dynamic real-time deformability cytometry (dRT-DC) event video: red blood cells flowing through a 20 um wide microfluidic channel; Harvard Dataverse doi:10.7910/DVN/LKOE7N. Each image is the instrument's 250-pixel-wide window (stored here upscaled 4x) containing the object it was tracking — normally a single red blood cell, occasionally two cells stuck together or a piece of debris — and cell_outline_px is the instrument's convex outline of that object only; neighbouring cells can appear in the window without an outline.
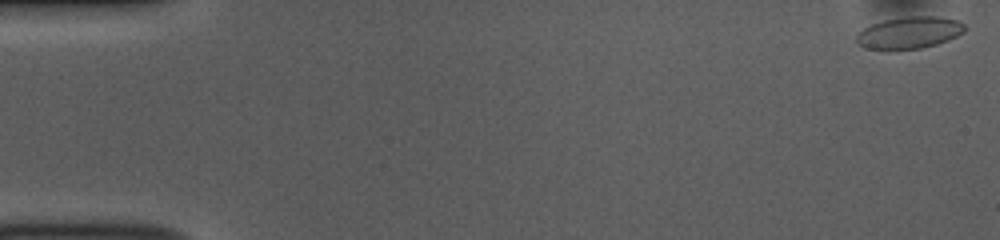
{"species": "common noctule bat (a hibernating species)", "species_latin": "Nyctalus noctula", "temperature_condition": "room temperature", "stored_images_in_passage": 52, "camera_frame_rate_fps": 3000, "um_per_image_px": 0.085, "animal": {"sex": "female", "body_mass_g": 10.0, "forearm_length_mm": 53.1}, "frame": {"image": 1, "passage_image": 1, "time_ms": 0.0, "image_size_px": [1000, 240], "cell_outline_px": [[964, 32], [948, 40], [924, 48], [896, 52], [884, 52], [864, 48], [856, 44], [856, 32], [872, 24], [884, 20], [908, 16], [936, 16], [956, 20], [964, 24]], "centroid_in_image_um": [77.19, 2.83], "position_along_channel_um": 7.8, "area_um2": 20.92}}
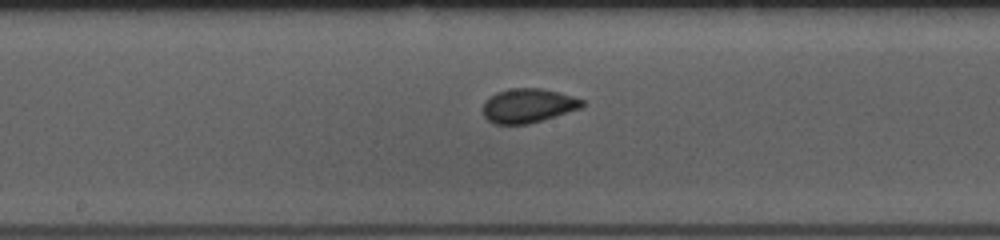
{"frame": {"image": 2, "passage_image": 27, "time_ms": 8.667, "image_size_px": [1000, 240], "cell_outline_px": [[584, 104], [580, 108], [528, 124], [492, 124], [484, 116], [484, 100], [488, 96], [496, 92], [512, 88], [540, 88], [560, 92], [584, 100]], "centroid_in_image_um": [44.85, 8.97], "position_along_channel_um": 203.3, "area_um2": 19.71}}
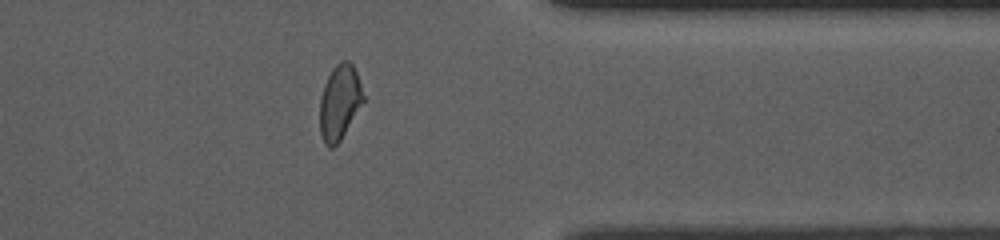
{"frame": {"image": 3, "passage_image": 42, "time_ms": 13.667, "image_size_px": [1000, 240], "cell_outline_px": [[364, 100], [340, 140], [332, 148], [328, 148], [324, 144], [320, 132], [320, 96], [324, 84], [332, 68], [340, 60], [348, 60], [352, 64], [356, 72], [364, 96]], "centroid_in_image_um": [28.84, 8.68], "position_along_channel_um": 382.6, "area_um2": 18.84}, "authors_computed_cell_mechanics": {"area_um2": 19.941, "velocity_mm_per_s": 3.8186, "shape_relaxation_time_tau1_ms": 3.2027, "shape_relaxation_time_tau2_ms": 0.9074, "deformation_change_tau1": 0.1012, "deformation_change_tau2": 0.0486}}